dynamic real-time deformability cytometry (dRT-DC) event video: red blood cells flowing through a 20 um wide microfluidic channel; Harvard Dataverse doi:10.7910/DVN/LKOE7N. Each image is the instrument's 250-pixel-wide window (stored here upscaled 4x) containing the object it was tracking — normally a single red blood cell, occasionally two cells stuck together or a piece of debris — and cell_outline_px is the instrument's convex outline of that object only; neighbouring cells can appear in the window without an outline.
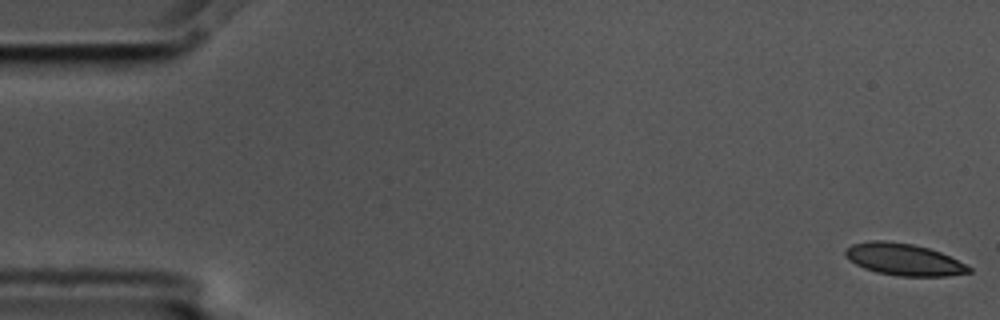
{"species": "common noctule bat (a hibernating species)", "species_latin": "Nyctalus noctula", "temperature_condition": "cold", "stored_images_in_passage": 5, "segment_of_instrument_passage": [1, 2], "camera_frame_rate_fps": 3000, "um_per_image_px": 0.085, "animal": {"sex": "male", "body_mass_g": 17.5, "forearm_length_mm": 52.3}, "frame": {"image": 1, "passage_image": 1, "time_ms": 0.0, "image_size_px": [1000, 320], "cell_outline_px": [[972, 272], [948, 276], [900, 276], [876, 272], [864, 268], [848, 260], [844, 256], [844, 248], [852, 244], [872, 240], [884, 240], [912, 244], [928, 248], [940, 252], [972, 268]], "centroid_in_image_um": [76.77, 22.05], "position_along_channel_um": 8.2, "area_um2": 22.95}}
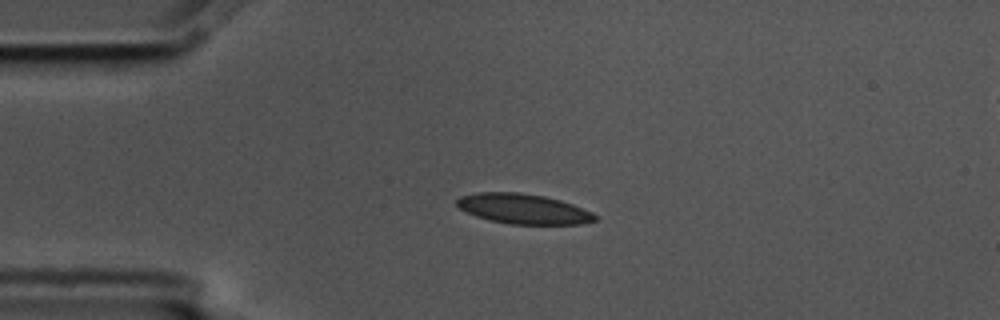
{"frame": {"image": 2, "passage_image": 4, "time_ms": 1.0, "image_size_px": [1000, 320], "cell_outline_px": [[596, 220], [580, 224], [508, 224], [488, 220], [476, 216], [460, 208], [456, 204], [456, 200], [460, 196], [476, 192], [520, 192], [544, 196], [560, 200], [572, 204], [592, 212], [596, 216]], "centroid_in_image_um": [44.46, 17.75], "position_along_channel_um": 40.5, "area_um2": 24.16}}